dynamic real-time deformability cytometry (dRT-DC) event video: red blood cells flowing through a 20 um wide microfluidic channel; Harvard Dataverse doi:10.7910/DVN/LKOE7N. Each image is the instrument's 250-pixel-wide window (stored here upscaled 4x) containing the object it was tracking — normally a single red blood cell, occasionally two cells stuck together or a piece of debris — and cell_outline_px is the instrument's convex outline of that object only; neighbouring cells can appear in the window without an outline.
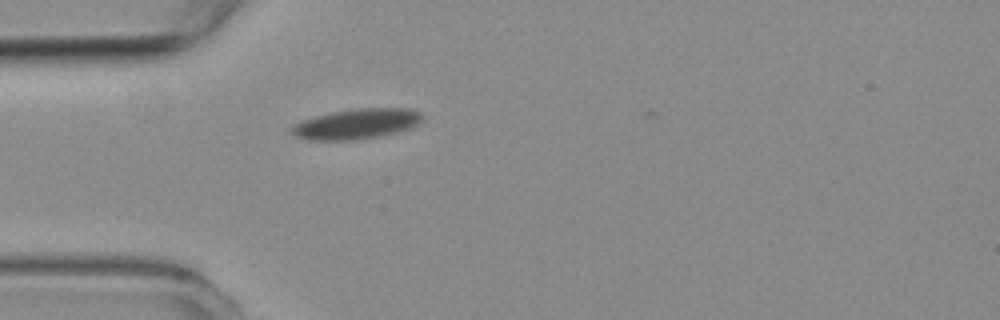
{"species": "common noctule bat (a hibernating species)", "species_latin": "Nyctalus noctula", "temperature_condition": "room temperature", "stored_images_in_passage": 3, "camera_frame_rate_fps": 3000, "um_per_image_px": 0.085, "animal": {"sex": "female", "body_mass_g": 19.3, "forearm_length_mm": 54.1}, "frame": {"image": 1, "passage_image": 3, "time_ms": 3.333, "image_size_px": [1000, 320], "cell_outline_px": [[424, 120], [408, 128], [396, 132], [380, 136], [356, 140], [308, 140], [296, 136], [292, 132], [292, 128], [300, 120], [332, 112], [356, 108], [408, 108], [420, 112], [424, 116]], "centroid_in_image_um": [30.33, 10.52], "position_along_channel_um": 54.7, "area_um2": 22.95}}